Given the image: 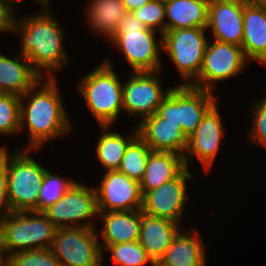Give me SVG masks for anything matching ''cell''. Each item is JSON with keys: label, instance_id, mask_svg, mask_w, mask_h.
<instances>
[{"label": "cell", "instance_id": "cell-1", "mask_svg": "<svg viewBox=\"0 0 266 266\" xmlns=\"http://www.w3.org/2000/svg\"><path fill=\"white\" fill-rule=\"evenodd\" d=\"M41 82L42 80L20 97V131L27 123L29 141L26 149L34 151L41 148L46 141L65 136L72 130L57 80L54 77L48 78L46 83L44 80L39 90L37 87ZM25 99H27L26 105L23 104Z\"/></svg>", "mask_w": 266, "mask_h": 266}, {"label": "cell", "instance_id": "cell-2", "mask_svg": "<svg viewBox=\"0 0 266 266\" xmlns=\"http://www.w3.org/2000/svg\"><path fill=\"white\" fill-rule=\"evenodd\" d=\"M41 6L44 12L34 16L19 21L13 17L10 32L20 34L22 38L19 54H23L41 76V71L45 70L51 78L54 77L52 73L57 72L68 61V55L62 46L64 31L52 17L50 4Z\"/></svg>", "mask_w": 266, "mask_h": 266}, {"label": "cell", "instance_id": "cell-3", "mask_svg": "<svg viewBox=\"0 0 266 266\" xmlns=\"http://www.w3.org/2000/svg\"><path fill=\"white\" fill-rule=\"evenodd\" d=\"M77 85L99 126H110L123 111V83L110 60H104Z\"/></svg>", "mask_w": 266, "mask_h": 266}, {"label": "cell", "instance_id": "cell-4", "mask_svg": "<svg viewBox=\"0 0 266 266\" xmlns=\"http://www.w3.org/2000/svg\"><path fill=\"white\" fill-rule=\"evenodd\" d=\"M56 227L44 212H9L0 220V238L8 258L21 251L50 248Z\"/></svg>", "mask_w": 266, "mask_h": 266}, {"label": "cell", "instance_id": "cell-5", "mask_svg": "<svg viewBox=\"0 0 266 266\" xmlns=\"http://www.w3.org/2000/svg\"><path fill=\"white\" fill-rule=\"evenodd\" d=\"M17 150L12 155L6 152L10 212L38 211L39 193L47 169L30 158L28 152L32 149Z\"/></svg>", "mask_w": 266, "mask_h": 266}, {"label": "cell", "instance_id": "cell-6", "mask_svg": "<svg viewBox=\"0 0 266 266\" xmlns=\"http://www.w3.org/2000/svg\"><path fill=\"white\" fill-rule=\"evenodd\" d=\"M155 34V30L147 28L134 14L128 12L110 41L124 54L132 67L131 72L159 71L162 38L159 43Z\"/></svg>", "mask_w": 266, "mask_h": 266}, {"label": "cell", "instance_id": "cell-7", "mask_svg": "<svg viewBox=\"0 0 266 266\" xmlns=\"http://www.w3.org/2000/svg\"><path fill=\"white\" fill-rule=\"evenodd\" d=\"M206 30L200 27L174 29L162 35V50L168 53L185 81L180 85H190V79L195 80L199 76L209 42Z\"/></svg>", "mask_w": 266, "mask_h": 266}, {"label": "cell", "instance_id": "cell-8", "mask_svg": "<svg viewBox=\"0 0 266 266\" xmlns=\"http://www.w3.org/2000/svg\"><path fill=\"white\" fill-rule=\"evenodd\" d=\"M96 229L57 228L50 247L61 266H102L104 252Z\"/></svg>", "mask_w": 266, "mask_h": 266}, {"label": "cell", "instance_id": "cell-9", "mask_svg": "<svg viewBox=\"0 0 266 266\" xmlns=\"http://www.w3.org/2000/svg\"><path fill=\"white\" fill-rule=\"evenodd\" d=\"M247 61L241 46L215 40L208 42L199 76L190 85L213 92L217 82L241 73Z\"/></svg>", "mask_w": 266, "mask_h": 266}, {"label": "cell", "instance_id": "cell-10", "mask_svg": "<svg viewBox=\"0 0 266 266\" xmlns=\"http://www.w3.org/2000/svg\"><path fill=\"white\" fill-rule=\"evenodd\" d=\"M56 228L87 227L94 228L92 222L82 220L98 216L96 193L94 188L75 182L69 190L52 206L44 211ZM90 222V223H89Z\"/></svg>", "mask_w": 266, "mask_h": 266}, {"label": "cell", "instance_id": "cell-11", "mask_svg": "<svg viewBox=\"0 0 266 266\" xmlns=\"http://www.w3.org/2000/svg\"><path fill=\"white\" fill-rule=\"evenodd\" d=\"M159 71L132 72L131 77L123 84V110L142 121L155 114L171 88L164 91Z\"/></svg>", "mask_w": 266, "mask_h": 266}, {"label": "cell", "instance_id": "cell-12", "mask_svg": "<svg viewBox=\"0 0 266 266\" xmlns=\"http://www.w3.org/2000/svg\"><path fill=\"white\" fill-rule=\"evenodd\" d=\"M193 175L185 167L175 178L142 196L141 211L179 223L188 199L186 181Z\"/></svg>", "mask_w": 266, "mask_h": 266}, {"label": "cell", "instance_id": "cell-13", "mask_svg": "<svg viewBox=\"0 0 266 266\" xmlns=\"http://www.w3.org/2000/svg\"><path fill=\"white\" fill-rule=\"evenodd\" d=\"M95 193L98 212L132 211L142 208L140 182L118 170L106 171Z\"/></svg>", "mask_w": 266, "mask_h": 266}, {"label": "cell", "instance_id": "cell-14", "mask_svg": "<svg viewBox=\"0 0 266 266\" xmlns=\"http://www.w3.org/2000/svg\"><path fill=\"white\" fill-rule=\"evenodd\" d=\"M218 105L219 103L216 102L207 111L194 133L188 138L185 151L187 154L183 155L187 168L190 158L195 156L201 161L203 167L210 169L213 165L226 129L222 124L223 119L218 111Z\"/></svg>", "mask_w": 266, "mask_h": 266}, {"label": "cell", "instance_id": "cell-15", "mask_svg": "<svg viewBox=\"0 0 266 266\" xmlns=\"http://www.w3.org/2000/svg\"><path fill=\"white\" fill-rule=\"evenodd\" d=\"M244 6L239 0L209 1L206 29L213 32V40L242 45Z\"/></svg>", "mask_w": 266, "mask_h": 266}, {"label": "cell", "instance_id": "cell-16", "mask_svg": "<svg viewBox=\"0 0 266 266\" xmlns=\"http://www.w3.org/2000/svg\"><path fill=\"white\" fill-rule=\"evenodd\" d=\"M136 126L139 137L152 151L185 154L188 138L177 125L166 123L155 113L139 121Z\"/></svg>", "mask_w": 266, "mask_h": 266}, {"label": "cell", "instance_id": "cell-17", "mask_svg": "<svg viewBox=\"0 0 266 266\" xmlns=\"http://www.w3.org/2000/svg\"><path fill=\"white\" fill-rule=\"evenodd\" d=\"M241 47L247 60L266 65V2H245Z\"/></svg>", "mask_w": 266, "mask_h": 266}, {"label": "cell", "instance_id": "cell-18", "mask_svg": "<svg viewBox=\"0 0 266 266\" xmlns=\"http://www.w3.org/2000/svg\"><path fill=\"white\" fill-rule=\"evenodd\" d=\"M104 227L100 231L102 251L113 244L135 242L139 240L141 230V209L132 211L98 212ZM102 242V243H101Z\"/></svg>", "mask_w": 266, "mask_h": 266}, {"label": "cell", "instance_id": "cell-19", "mask_svg": "<svg viewBox=\"0 0 266 266\" xmlns=\"http://www.w3.org/2000/svg\"><path fill=\"white\" fill-rule=\"evenodd\" d=\"M179 223L166 218L154 217L142 212L141 230L138 242L153 262L164 255L166 249L179 234Z\"/></svg>", "mask_w": 266, "mask_h": 266}, {"label": "cell", "instance_id": "cell-20", "mask_svg": "<svg viewBox=\"0 0 266 266\" xmlns=\"http://www.w3.org/2000/svg\"><path fill=\"white\" fill-rule=\"evenodd\" d=\"M9 58L0 53V93L22 96L36 85L42 76L32 67L28 59Z\"/></svg>", "mask_w": 266, "mask_h": 266}, {"label": "cell", "instance_id": "cell-21", "mask_svg": "<svg viewBox=\"0 0 266 266\" xmlns=\"http://www.w3.org/2000/svg\"><path fill=\"white\" fill-rule=\"evenodd\" d=\"M218 97L213 92L193 87L180 85V124L182 131L189 138L207 111L218 102Z\"/></svg>", "mask_w": 266, "mask_h": 266}, {"label": "cell", "instance_id": "cell-22", "mask_svg": "<svg viewBox=\"0 0 266 266\" xmlns=\"http://www.w3.org/2000/svg\"><path fill=\"white\" fill-rule=\"evenodd\" d=\"M180 231L175 240L166 249L164 255L154 264L166 266H205L206 253L203 241L197 230Z\"/></svg>", "mask_w": 266, "mask_h": 266}, {"label": "cell", "instance_id": "cell-23", "mask_svg": "<svg viewBox=\"0 0 266 266\" xmlns=\"http://www.w3.org/2000/svg\"><path fill=\"white\" fill-rule=\"evenodd\" d=\"M210 0L165 1V32L183 28H207Z\"/></svg>", "mask_w": 266, "mask_h": 266}, {"label": "cell", "instance_id": "cell-24", "mask_svg": "<svg viewBox=\"0 0 266 266\" xmlns=\"http://www.w3.org/2000/svg\"><path fill=\"white\" fill-rule=\"evenodd\" d=\"M185 167L182 155L173 152L151 151L144 177L140 181L142 196L175 178Z\"/></svg>", "mask_w": 266, "mask_h": 266}, {"label": "cell", "instance_id": "cell-25", "mask_svg": "<svg viewBox=\"0 0 266 266\" xmlns=\"http://www.w3.org/2000/svg\"><path fill=\"white\" fill-rule=\"evenodd\" d=\"M87 10L86 19L91 29L108 40L116 35L122 19L128 13L122 0H92Z\"/></svg>", "mask_w": 266, "mask_h": 266}, {"label": "cell", "instance_id": "cell-26", "mask_svg": "<svg viewBox=\"0 0 266 266\" xmlns=\"http://www.w3.org/2000/svg\"><path fill=\"white\" fill-rule=\"evenodd\" d=\"M103 131L96 145V154L106 171L118 170L128 144L138 135L137 128L128 138L119 132L108 131L110 126H100Z\"/></svg>", "mask_w": 266, "mask_h": 266}, {"label": "cell", "instance_id": "cell-27", "mask_svg": "<svg viewBox=\"0 0 266 266\" xmlns=\"http://www.w3.org/2000/svg\"><path fill=\"white\" fill-rule=\"evenodd\" d=\"M151 151L150 147L137 135L128 144L118 171L140 182L144 177Z\"/></svg>", "mask_w": 266, "mask_h": 266}, {"label": "cell", "instance_id": "cell-28", "mask_svg": "<svg viewBox=\"0 0 266 266\" xmlns=\"http://www.w3.org/2000/svg\"><path fill=\"white\" fill-rule=\"evenodd\" d=\"M105 250L111 251L112 262L120 266H143L147 263L154 266V262L138 241L108 245Z\"/></svg>", "mask_w": 266, "mask_h": 266}, {"label": "cell", "instance_id": "cell-29", "mask_svg": "<svg viewBox=\"0 0 266 266\" xmlns=\"http://www.w3.org/2000/svg\"><path fill=\"white\" fill-rule=\"evenodd\" d=\"M75 182L46 170L38 198V211L44 212L55 204Z\"/></svg>", "mask_w": 266, "mask_h": 266}, {"label": "cell", "instance_id": "cell-30", "mask_svg": "<svg viewBox=\"0 0 266 266\" xmlns=\"http://www.w3.org/2000/svg\"><path fill=\"white\" fill-rule=\"evenodd\" d=\"M20 96L0 93V134L20 132Z\"/></svg>", "mask_w": 266, "mask_h": 266}, {"label": "cell", "instance_id": "cell-31", "mask_svg": "<svg viewBox=\"0 0 266 266\" xmlns=\"http://www.w3.org/2000/svg\"><path fill=\"white\" fill-rule=\"evenodd\" d=\"M139 19L147 28L152 30H158L159 35L165 32V1L163 0H151L144 6L137 8L131 12Z\"/></svg>", "mask_w": 266, "mask_h": 266}, {"label": "cell", "instance_id": "cell-32", "mask_svg": "<svg viewBox=\"0 0 266 266\" xmlns=\"http://www.w3.org/2000/svg\"><path fill=\"white\" fill-rule=\"evenodd\" d=\"M9 266H61L50 248L21 251L9 257Z\"/></svg>", "mask_w": 266, "mask_h": 266}, {"label": "cell", "instance_id": "cell-33", "mask_svg": "<svg viewBox=\"0 0 266 266\" xmlns=\"http://www.w3.org/2000/svg\"><path fill=\"white\" fill-rule=\"evenodd\" d=\"M156 114L164 119L166 123L177 125L182 130L180 124V84L171 87L168 96L156 111Z\"/></svg>", "mask_w": 266, "mask_h": 266}, {"label": "cell", "instance_id": "cell-34", "mask_svg": "<svg viewBox=\"0 0 266 266\" xmlns=\"http://www.w3.org/2000/svg\"><path fill=\"white\" fill-rule=\"evenodd\" d=\"M254 105L255 109L253 111L255 110V112H253L254 114L252 116L253 126L249 131V138L251 143L266 148V97Z\"/></svg>", "mask_w": 266, "mask_h": 266}, {"label": "cell", "instance_id": "cell-35", "mask_svg": "<svg viewBox=\"0 0 266 266\" xmlns=\"http://www.w3.org/2000/svg\"><path fill=\"white\" fill-rule=\"evenodd\" d=\"M0 220L10 212L7 198V170H6V153L0 162Z\"/></svg>", "mask_w": 266, "mask_h": 266}, {"label": "cell", "instance_id": "cell-36", "mask_svg": "<svg viewBox=\"0 0 266 266\" xmlns=\"http://www.w3.org/2000/svg\"><path fill=\"white\" fill-rule=\"evenodd\" d=\"M13 3V0H0V32H10L11 20L14 17Z\"/></svg>", "mask_w": 266, "mask_h": 266}, {"label": "cell", "instance_id": "cell-37", "mask_svg": "<svg viewBox=\"0 0 266 266\" xmlns=\"http://www.w3.org/2000/svg\"><path fill=\"white\" fill-rule=\"evenodd\" d=\"M128 12H132L150 2L151 0H122Z\"/></svg>", "mask_w": 266, "mask_h": 266}, {"label": "cell", "instance_id": "cell-38", "mask_svg": "<svg viewBox=\"0 0 266 266\" xmlns=\"http://www.w3.org/2000/svg\"><path fill=\"white\" fill-rule=\"evenodd\" d=\"M6 256V259L2 258V257ZM0 266H9V258L8 255H6V251L3 247L1 238H0Z\"/></svg>", "mask_w": 266, "mask_h": 266}, {"label": "cell", "instance_id": "cell-39", "mask_svg": "<svg viewBox=\"0 0 266 266\" xmlns=\"http://www.w3.org/2000/svg\"><path fill=\"white\" fill-rule=\"evenodd\" d=\"M6 152H7L6 148L1 146L0 147V162L3 160Z\"/></svg>", "mask_w": 266, "mask_h": 266}, {"label": "cell", "instance_id": "cell-40", "mask_svg": "<svg viewBox=\"0 0 266 266\" xmlns=\"http://www.w3.org/2000/svg\"><path fill=\"white\" fill-rule=\"evenodd\" d=\"M13 1L17 2V0H13ZM50 1L51 0H37V3L39 2L41 5H44V4H50L51 3Z\"/></svg>", "mask_w": 266, "mask_h": 266}, {"label": "cell", "instance_id": "cell-41", "mask_svg": "<svg viewBox=\"0 0 266 266\" xmlns=\"http://www.w3.org/2000/svg\"><path fill=\"white\" fill-rule=\"evenodd\" d=\"M246 3H254V2H266V0H239Z\"/></svg>", "mask_w": 266, "mask_h": 266}, {"label": "cell", "instance_id": "cell-42", "mask_svg": "<svg viewBox=\"0 0 266 266\" xmlns=\"http://www.w3.org/2000/svg\"><path fill=\"white\" fill-rule=\"evenodd\" d=\"M154 266H166V265H163V264H154Z\"/></svg>", "mask_w": 266, "mask_h": 266}]
</instances>
